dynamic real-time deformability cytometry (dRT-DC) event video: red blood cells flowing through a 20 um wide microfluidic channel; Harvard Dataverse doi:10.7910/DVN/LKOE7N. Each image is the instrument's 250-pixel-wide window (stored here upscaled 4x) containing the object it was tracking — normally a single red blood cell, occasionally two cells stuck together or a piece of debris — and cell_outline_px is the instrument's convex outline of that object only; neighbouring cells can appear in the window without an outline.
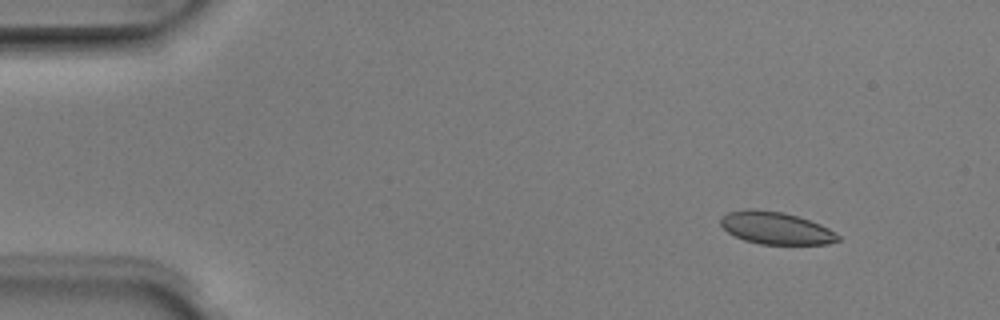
{"species": "Egyptian fruit bat (a non-hibernating species)", "species_latin": "Rousettus aegyptiacus", "temperature_condition": "room temperature", "stored_images_in_passage": 4, "camera_frame_rate_fps": 3000, "um_per_image_px": 0.085, "animal": {"sex": "male"}, "frame": {"image": 1, "passage_image": 1, "time_ms": 0.0, "image_size_px": [1000, 320], "cell_outline_px": [[840, 240], [828, 244], [760, 244], [744, 240], [728, 232], [720, 224], [720, 220], [728, 212], [744, 208], [756, 208], [784, 212], [820, 224], [828, 228], [840, 236]], "centroid_in_image_um": [65.94, 19.37], "position_along_channel_um": 19.1, "area_um2": 22.14}}
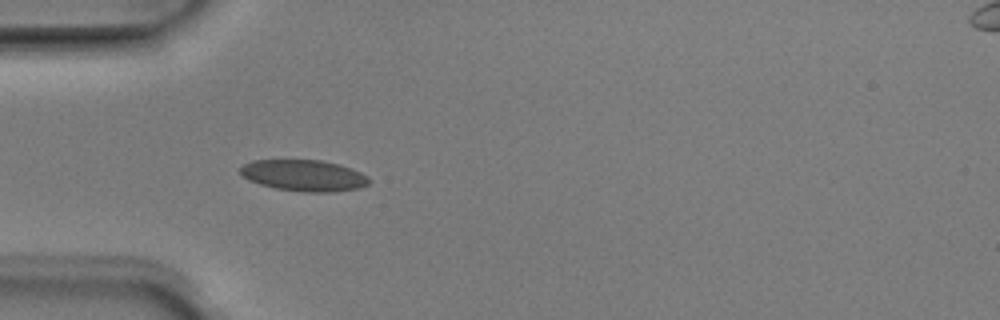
{"frame": {"image": 2, "passage_image": 4, "time_ms": 1.0, "image_size_px": [1000, 320], "cell_outline_px": [[368, 184], [360, 188], [332, 192], [304, 192], [276, 188], [260, 184], [248, 180], [240, 172], [240, 168], [244, 164], [252, 160], [320, 160], [340, 164], [352, 168], [368, 176]], "centroid_in_image_um": [25.84, 14.91], "position_along_channel_um": 59.2, "area_um2": 23.47}}